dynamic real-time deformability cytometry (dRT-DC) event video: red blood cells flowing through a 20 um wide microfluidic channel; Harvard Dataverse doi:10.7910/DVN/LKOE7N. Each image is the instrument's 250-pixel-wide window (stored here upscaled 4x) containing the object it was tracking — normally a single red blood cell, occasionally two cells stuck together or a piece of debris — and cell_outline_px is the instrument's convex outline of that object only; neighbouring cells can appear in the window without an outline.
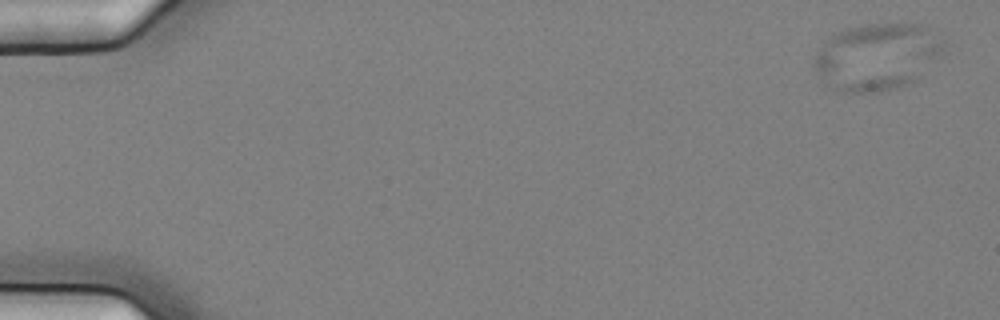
{"species": "common noctule bat (a hibernating species)", "species_latin": "Nyctalus noctula", "temperature_condition": "cold", "stored_images_in_passage": 6, "camera_frame_rate_fps": 3000, "um_per_image_px": 0.085, "animal": {"sex": "female", "body_mass_g": 25.1}, "frame": {"image": 1, "passage_image": 1, "time_ms": 0.0, "image_size_px": [1000, 320], "cell_outline_px": [[944, 52], [916, 80], [896, 88], [876, 92], [840, 92], [832, 88], [812, 68], [812, 56], [832, 36], [840, 32], [860, 24], [924, 24], [936, 28], [944, 40]], "centroid_in_image_um": [74.59, 4.8], "position_along_channel_um": 10.4, "area_um2": 50.92}}
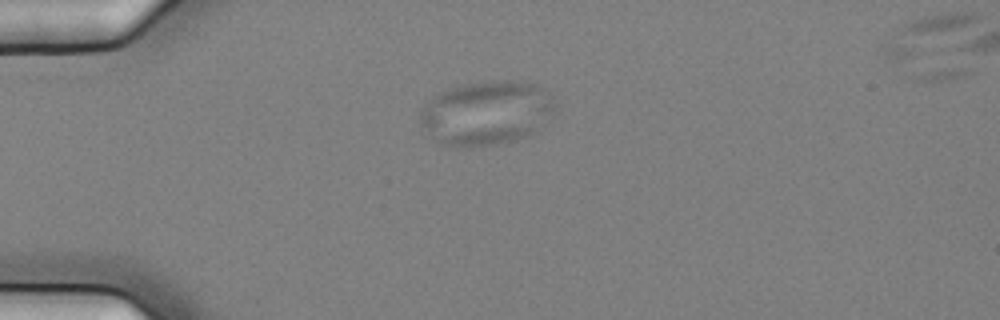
{"frame": {"image": 2, "passage_image": 4, "time_ms": 1.0, "image_size_px": [1000, 320], "cell_outline_px": [[556, 112], [528, 136], [516, 140], [496, 144], [468, 148], [456, 148], [440, 144], [420, 124], [420, 108], [424, 104], [440, 92], [452, 88], [468, 84], [492, 80], [516, 80], [540, 84], [552, 92], [556, 104]], "centroid_in_image_um": [41.4, 9.6], "position_along_channel_um": 43.6, "area_um2": 51.27}}
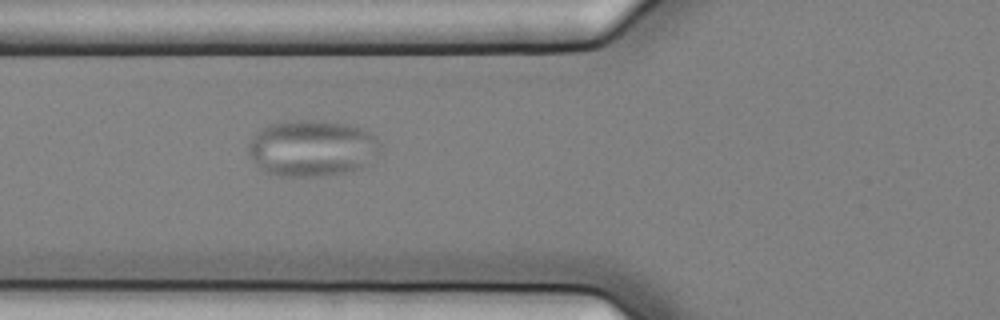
{"frame": {"image": 3, "passage_image": 6, "time_ms": 1.667, "image_size_px": [1000, 320], "cell_outline_px": [[380, 144], [376, 152], [368, 164], [352, 172], [320, 176], [276, 176], [260, 168], [252, 160], [248, 152], [248, 144], [252, 136], [260, 128], [268, 124], [284, 120], [324, 120], [348, 124], [360, 128], [376, 136]], "centroid_in_image_um": [26.48, 12.58], "position_along_channel_um": 99.3, "area_um2": 43.75}}